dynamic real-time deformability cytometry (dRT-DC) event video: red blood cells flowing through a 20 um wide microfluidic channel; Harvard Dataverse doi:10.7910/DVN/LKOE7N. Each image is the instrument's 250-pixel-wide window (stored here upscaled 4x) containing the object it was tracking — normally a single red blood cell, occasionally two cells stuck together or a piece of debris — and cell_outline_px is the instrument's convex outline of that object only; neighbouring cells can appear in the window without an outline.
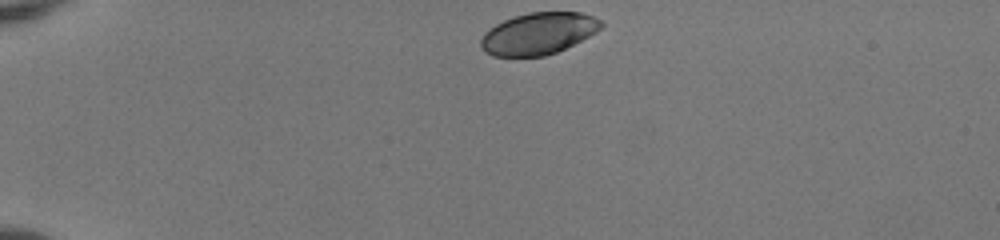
{"species": "human", "species_latin": "Homo sapiens", "temperature_condition": "room temperature", "stored_images_in_passage": 41, "camera_frame_rate_fps": 3000, "um_per_image_px": 0.085, "donor": {"sex": "female"}, "frame": {"image": 1, "passage_image": 1, "time_ms": 0.0, "image_size_px": [1000, 240], "cell_outline_px": [[604, 24], [596, 32], [556, 52], [544, 56], [492, 56], [484, 52], [480, 44], [480, 40], [484, 32], [488, 28], [512, 16], [528, 12], [580, 12], [592, 16], [600, 20]], "centroid_in_image_um": [45.71, 2.84], "position_along_channel_um": 39.3, "area_um2": 29.25}}
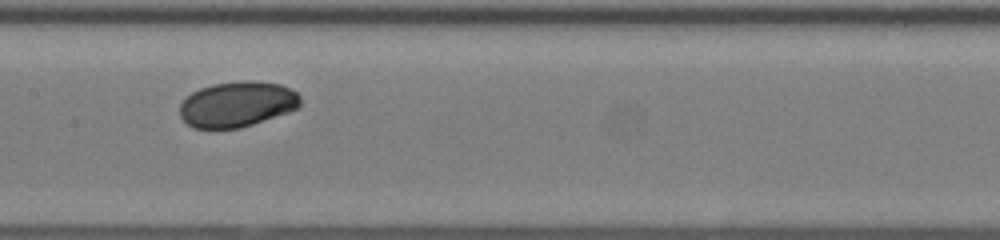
{"frame": {"image": 2, "passage_image": 17, "time_ms": 5.333, "image_size_px": [1000, 240], "cell_outline_px": [[300, 104], [296, 108], [288, 112], [240, 128], [192, 128], [180, 116], [180, 104], [192, 92], [200, 88], [212, 84], [244, 80], [252, 80], [280, 84], [296, 92], [300, 96]], "centroid_in_image_um": [20.14, 8.85], "position_along_channel_um": 187.3, "area_um2": 31.79}}
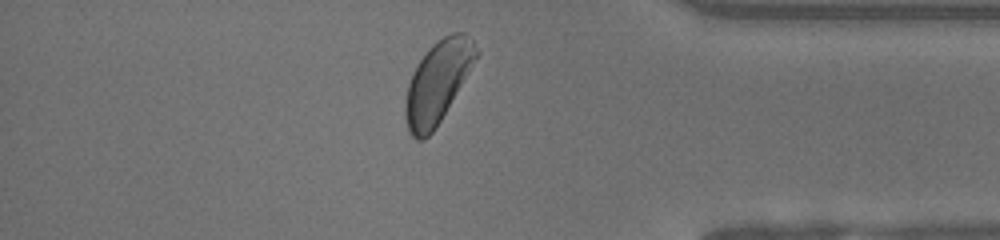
{"frame": {"image": 3, "passage_image": 34, "time_ms": 11.0, "image_size_px": [1000, 240], "cell_outline_px": [[480, 52], [440, 120], [432, 132], [424, 140], [416, 140], [408, 132], [404, 116], [404, 104], [408, 84], [412, 72], [428, 48], [432, 44], [444, 36], [452, 32], [464, 32], [472, 40]], "centroid_in_image_um": [37.16, 6.98], "position_along_channel_um": 398.0, "area_um2": 33.35}, "authors_computed_cell_mechanics": {"area_um2": 32.3102, "velocity_mm_per_s": 3.993, "shape_relaxation_time_tau1_ms": 2.2933, "shape_relaxation_time_tau2_ms": null, "deformation_change_tau1": 0.0965, "deformation_change_tau2": null}}